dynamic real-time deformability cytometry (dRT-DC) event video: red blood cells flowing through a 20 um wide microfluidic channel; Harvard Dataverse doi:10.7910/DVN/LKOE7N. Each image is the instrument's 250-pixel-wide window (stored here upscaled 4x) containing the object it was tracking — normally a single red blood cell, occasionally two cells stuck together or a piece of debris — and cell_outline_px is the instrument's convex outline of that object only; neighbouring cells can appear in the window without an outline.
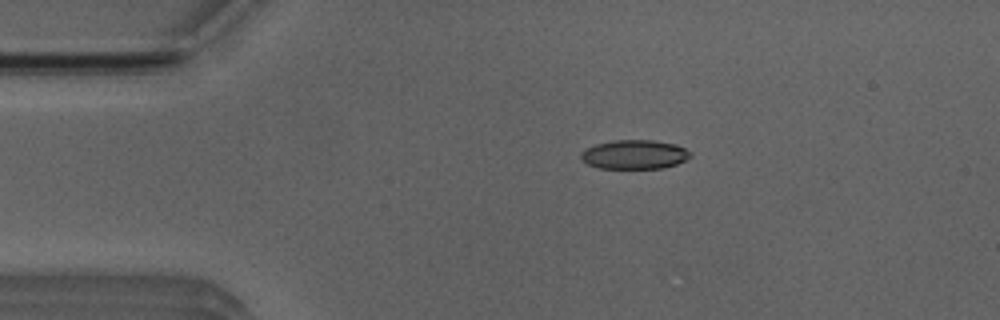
{"species": "Egyptian fruit bat (a non-hibernating species)", "species_latin": "Rousettus aegyptiacus", "temperature_condition": "room temperature", "stored_images_in_passage": 2, "camera_frame_rate_fps": 3000, "um_per_image_px": 0.085, "animal": {"sex": "male"}, "frame": {"image": 1, "passage_image": 2, "time_ms": 2.0, "image_size_px": [1000, 320], "cell_outline_px": [[692, 156], [676, 164], [664, 168], [600, 168], [588, 164], [580, 156], [580, 152], [596, 144], [616, 140], [652, 140], [676, 144], [692, 152]], "centroid_in_image_um": [53.96, 13.13], "position_along_channel_um": 31.0, "area_um2": 18.44}}